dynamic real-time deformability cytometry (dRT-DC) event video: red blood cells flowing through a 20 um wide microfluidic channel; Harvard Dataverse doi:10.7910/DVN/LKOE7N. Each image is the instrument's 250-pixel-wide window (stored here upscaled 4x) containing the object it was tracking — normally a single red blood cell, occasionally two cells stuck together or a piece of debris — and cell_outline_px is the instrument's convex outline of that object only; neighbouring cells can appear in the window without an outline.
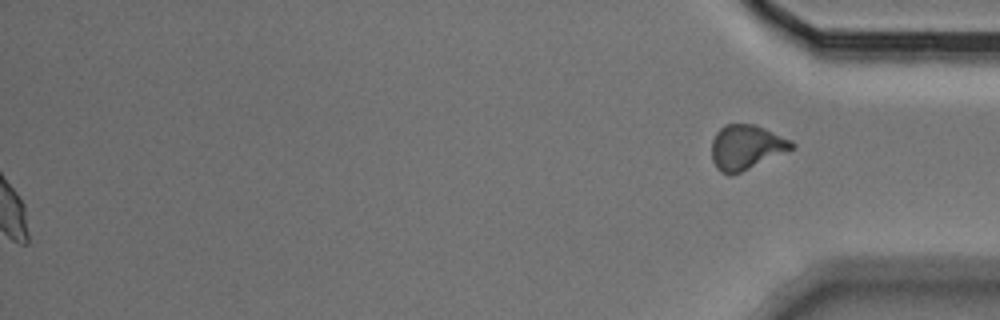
{"species": "Egyptian fruit bat (a non-hibernating species)", "species_latin": "Rousettus aegyptiacus", "temperature_condition": "cold", "stored_images_in_passage": 50, "segment_of_instrument_passage": [2, 2], "camera_frame_rate_fps": 3000, "um_per_image_px": 0.085, "animal": {"sex": "male"}, "frame": {"image": 1, "passage_image": 50, "time_ms": 16.333, "image_size_px": [1000, 320], "cell_outline_px": [[796, 148], [732, 176], [728, 176], [720, 172], [716, 168], [712, 160], [712, 140], [716, 132], [724, 124], [756, 124], [792, 140], [796, 144]], "centroid_in_image_um": [63.44, 12.52], "position_along_channel_um": 371.8, "area_um2": 21.27}}